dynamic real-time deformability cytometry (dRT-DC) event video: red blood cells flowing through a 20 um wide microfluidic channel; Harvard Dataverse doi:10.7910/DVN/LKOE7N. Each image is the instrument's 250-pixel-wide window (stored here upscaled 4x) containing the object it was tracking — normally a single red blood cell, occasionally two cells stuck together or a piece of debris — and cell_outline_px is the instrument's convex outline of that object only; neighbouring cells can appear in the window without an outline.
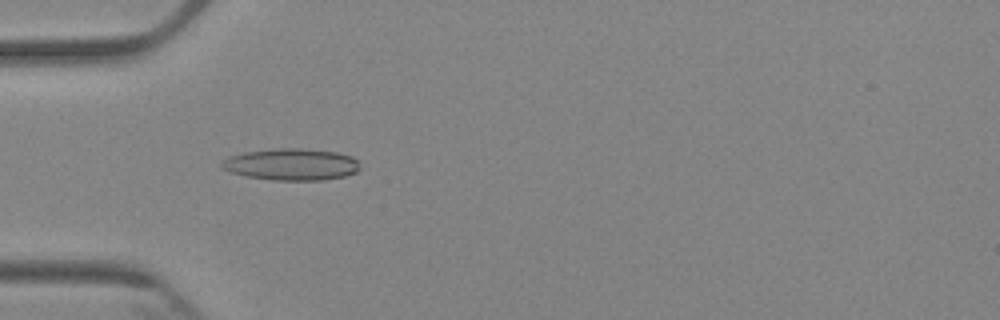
{"species": "Egyptian fruit bat (a non-hibernating species)", "species_latin": "Rousettus aegyptiacus", "temperature_condition": "cold", "stored_images_in_passage": 6, "camera_frame_rate_fps": 3000, "um_per_image_px": 0.085, "animal": {"sex": "female"}, "frame": {"image": 1, "passage_image": 5, "time_ms": 4.667, "image_size_px": [1000, 320], "cell_outline_px": [[360, 168], [356, 172], [344, 176], [324, 180], [272, 180], [244, 176], [228, 172], [220, 168], [220, 164], [228, 156], [244, 152], [280, 148], [300, 148], [336, 152], [352, 156], [356, 160]], "centroid_in_image_um": [24.72, 13.98], "position_along_channel_um": 60.3, "area_um2": 25.72}}
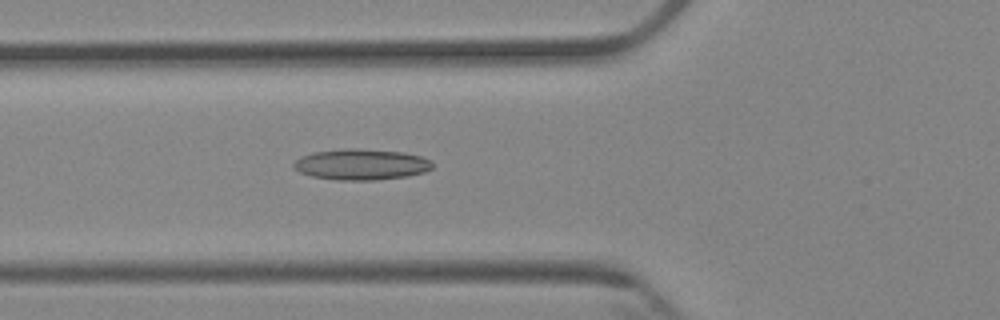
{"frame": {"image": 2, "passage_image": 6, "time_ms": 5.667, "image_size_px": [1000, 320], "cell_outline_px": [[432, 168], [424, 172], [408, 176], [376, 180], [336, 180], [312, 176], [300, 172], [292, 164], [300, 156], [312, 152], [344, 148], [356, 148], [404, 152], [420, 156], [432, 160]], "centroid_in_image_um": [30.71, 13.97], "position_along_channel_um": 95.1, "area_um2": 25.14}}